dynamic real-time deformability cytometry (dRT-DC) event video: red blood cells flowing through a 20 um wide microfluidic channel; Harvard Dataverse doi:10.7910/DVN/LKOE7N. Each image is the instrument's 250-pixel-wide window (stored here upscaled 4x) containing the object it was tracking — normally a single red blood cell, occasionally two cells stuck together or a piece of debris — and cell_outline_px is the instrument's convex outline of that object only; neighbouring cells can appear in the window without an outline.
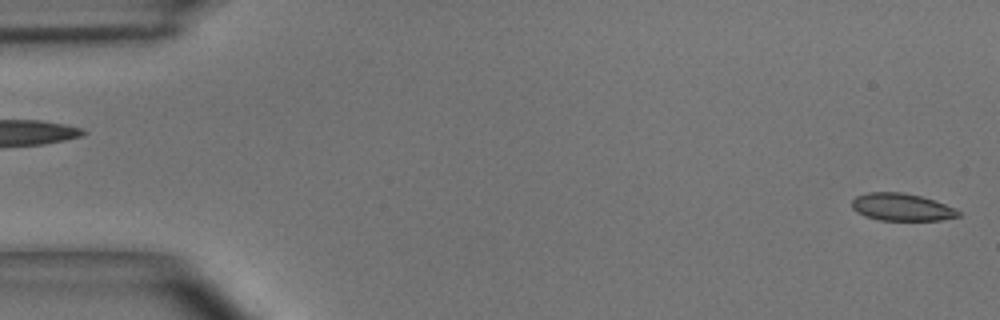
{"species": "common noctule bat (a hibernating species)", "species_latin": "Nyctalus noctula", "temperature_condition": "room temperature", "stored_images_in_passage": 5, "camera_frame_rate_fps": 3000, "um_per_image_px": 0.085, "animal": {"sex": "male", "body_mass_g": 15.6}, "frame": {"image": 1, "passage_image": 1, "time_ms": 0.0, "image_size_px": [1000, 320], "cell_outline_px": [[960, 216], [940, 220], [880, 220], [864, 216], [856, 212], [852, 208], [852, 200], [856, 196], [868, 192], [900, 192], [920, 196], [936, 200], [956, 208], [960, 212]], "centroid_in_image_um": [76.65, 17.6], "position_along_channel_um": 8.4, "area_um2": 17.11}}
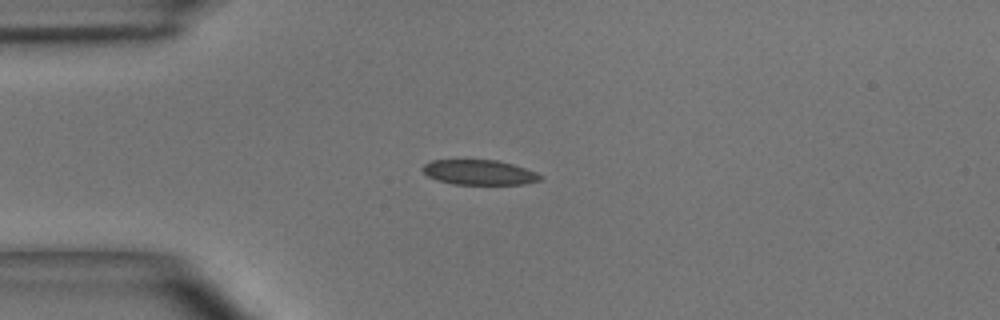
{"frame": {"image": 2, "passage_image": 4, "time_ms": 1.0, "image_size_px": [1000, 320], "cell_outline_px": [[544, 176], [540, 180], [524, 184], [452, 184], [436, 180], [428, 176], [420, 168], [424, 164], [432, 160], [496, 160], [512, 164], [536, 172]], "centroid_in_image_um": [40.71, 14.65], "position_along_channel_um": 44.3, "area_um2": 17.11}}